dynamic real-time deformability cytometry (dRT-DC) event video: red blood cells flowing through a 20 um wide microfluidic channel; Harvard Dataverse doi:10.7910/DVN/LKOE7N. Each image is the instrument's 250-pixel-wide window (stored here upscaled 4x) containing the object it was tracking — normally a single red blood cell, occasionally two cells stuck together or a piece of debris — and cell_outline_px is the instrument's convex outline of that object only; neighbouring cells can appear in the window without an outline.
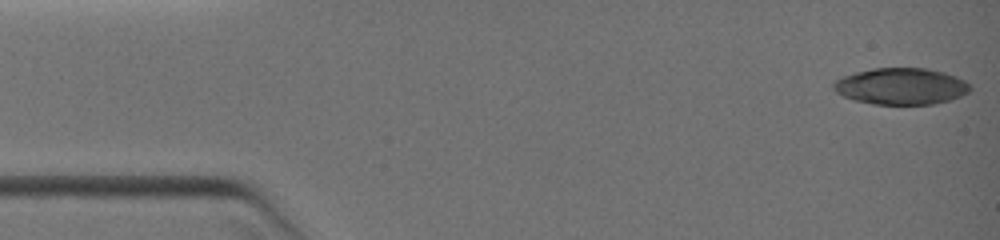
{"species": "common noctule bat (a hibernating species)", "species_latin": "Nyctalus noctula", "temperature_condition": "warm", "stored_images_in_passage": 16, "camera_frame_rate_fps": 3000, "um_per_image_px": 0.085, "animal": {"sex": "female", "body_mass_g": 19.0, "forearm_length_mm": 51.5}, "frame": {"image": 1, "passage_image": 1, "time_ms": 0.0, "image_size_px": [1000, 240], "cell_outline_px": [[972, 88], [968, 92], [960, 96], [948, 100], [932, 104], [872, 104], [852, 100], [836, 92], [832, 88], [832, 84], [836, 80], [844, 76], [856, 72], [872, 68], [928, 68], [944, 72], [956, 76], [964, 80]], "centroid_in_image_um": [76.57, 7.33], "position_along_channel_um": 8.4, "area_um2": 29.07}}
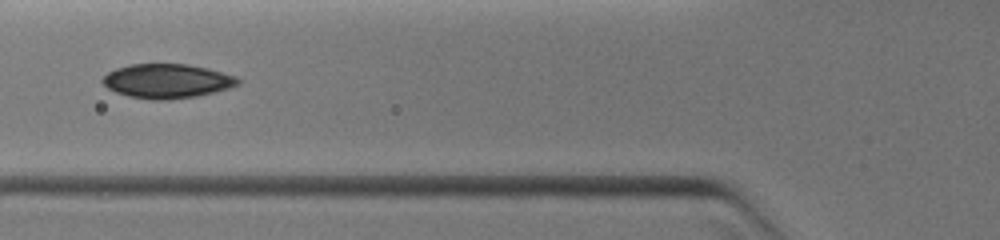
{"frame": {"image": 2, "passage_image": 12, "time_ms": 4.667, "image_size_px": [1000, 240], "cell_outline_px": [[240, 84], [228, 88], [196, 96], [168, 100], [152, 100], [128, 96], [116, 92], [108, 88], [100, 80], [108, 72], [116, 68], [132, 64], [188, 64], [208, 68], [236, 76], [240, 80]], "centroid_in_image_um": [14.19, 6.89], "position_along_channel_um": 111.6, "area_um2": 26.99}}
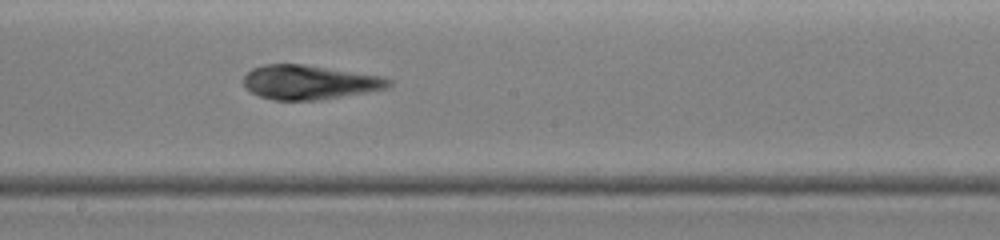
{"frame": {"image": 3, "passage_image": 16, "time_ms": 7.0, "image_size_px": [1000, 240], "cell_outline_px": [[392, 84], [388, 88], [320, 100], [272, 100], [260, 96], [244, 88], [244, 76], [252, 68], [264, 64], [304, 64], [384, 76], [392, 80]], "centroid_in_image_um": [26.31, 6.99], "position_along_channel_um": 221.9, "area_um2": 29.13}}